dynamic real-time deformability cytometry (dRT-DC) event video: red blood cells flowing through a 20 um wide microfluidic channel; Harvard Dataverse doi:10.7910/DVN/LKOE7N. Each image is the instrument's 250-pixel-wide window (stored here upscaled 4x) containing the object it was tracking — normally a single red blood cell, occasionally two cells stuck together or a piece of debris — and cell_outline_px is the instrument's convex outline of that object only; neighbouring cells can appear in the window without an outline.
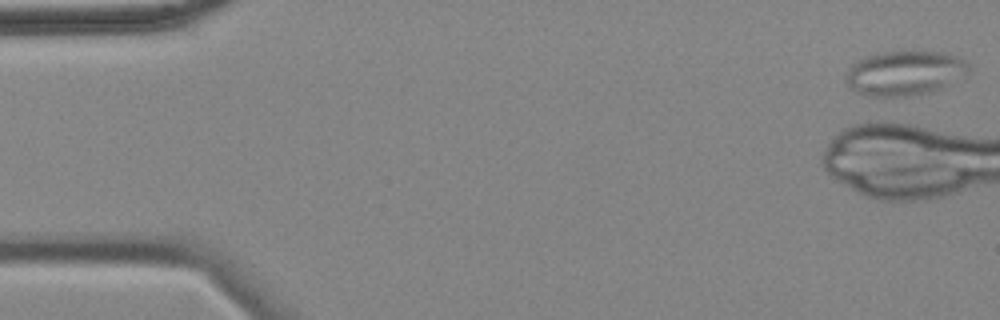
{"species": "common noctule bat (a hibernating species)", "species_latin": "Nyctalus noctula", "temperature_condition": "cold", "stored_images_in_passage": 2, "camera_frame_rate_fps": 3000, "um_per_image_px": 0.085, "animal": {"sex": "female", "body_mass_g": 18.4}, "frame": {"image": 1, "passage_image": 1, "time_ms": 0.0, "image_size_px": [1000, 320], "cell_outline_px": [[968, 72], [964, 76], [928, 92], [908, 96], [868, 96], [852, 88], [844, 80], [848, 68], [856, 60], [880, 52], [944, 52], [960, 56], [968, 64]], "centroid_in_image_um": [76.87, 6.19], "position_along_channel_um": 8.1, "area_um2": 31.5}}